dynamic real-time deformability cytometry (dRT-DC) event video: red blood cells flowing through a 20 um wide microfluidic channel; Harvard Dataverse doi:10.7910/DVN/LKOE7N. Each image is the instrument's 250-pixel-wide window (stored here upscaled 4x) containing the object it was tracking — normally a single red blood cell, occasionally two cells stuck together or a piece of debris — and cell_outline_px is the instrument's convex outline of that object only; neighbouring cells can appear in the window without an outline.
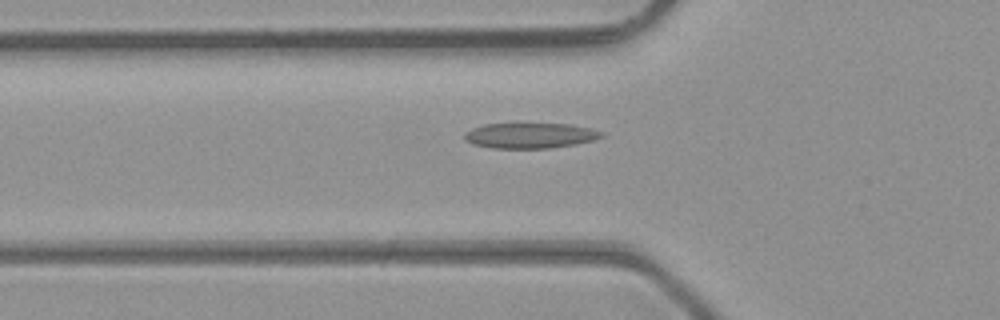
{"species": "common noctule bat (a hibernating species)", "species_latin": "Nyctalus noctula", "temperature_condition": "room temperature", "stored_images_in_passage": 46, "camera_frame_rate_fps": 3000, "um_per_image_px": 0.085, "animal": {"sex": "male", "body_mass_g": 23.1, "forearm_length_mm": 52.7}, "frame": {"image": 1, "passage_image": 16, "time_ms": 5.0, "image_size_px": [1000, 320], "cell_outline_px": [[604, 136], [592, 140], [576, 144], [548, 148], [492, 148], [472, 144], [464, 140], [464, 132], [472, 128], [484, 124], [572, 124], [592, 128], [604, 132]], "centroid_in_image_um": [45.05, 11.52], "position_along_channel_um": 80.7, "area_um2": 20.35}}
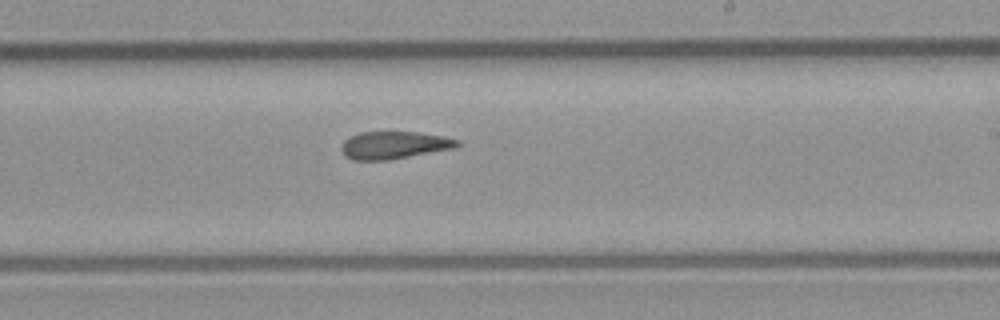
{"frame": {"image": 2, "passage_image": 28, "time_ms": 9.0, "image_size_px": [1000, 320], "cell_outline_px": [[460, 144], [456, 148], [388, 160], [352, 160], [344, 156], [340, 148], [344, 140], [348, 136], [360, 132], [420, 132], [444, 136], [460, 140]], "centroid_in_image_um": [33.49, 12.33], "position_along_channel_um": 255.5, "area_um2": 18.84}}
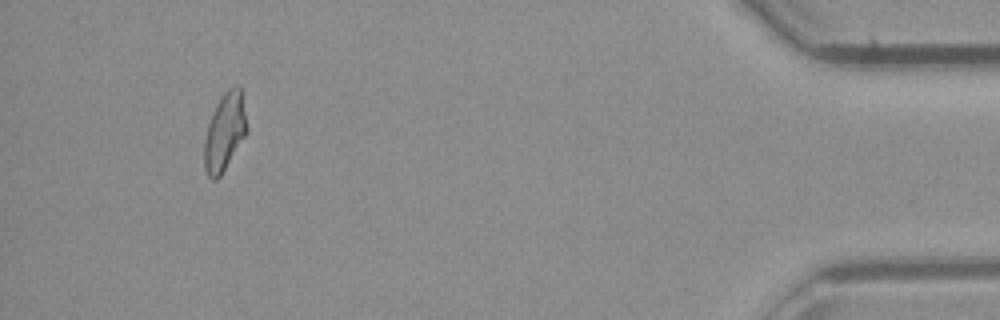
{"frame": {"image": 3, "passage_image": 44, "time_ms": 14.333, "image_size_px": [1000, 320], "cell_outline_px": [[248, 132], [220, 176], [216, 180], [212, 180], [208, 176], [204, 168], [204, 140], [208, 124], [216, 104], [224, 92], [228, 88], [240, 84], [248, 128]], "centroid_in_image_um": [19.1, 11.21], "position_along_channel_um": 416.1, "area_um2": 19.36}, "authors_computed_cell_mechanics": {"area_um2": 19.4497, "velocity_mm_per_s": 4.3396, "shape_relaxation_time_tau1_ms": 10.0492, "shape_relaxation_time_tau2_ms": 3.4713, "deformation_change_tau1": 0.2384, "deformation_change_tau2": 0.1156}}